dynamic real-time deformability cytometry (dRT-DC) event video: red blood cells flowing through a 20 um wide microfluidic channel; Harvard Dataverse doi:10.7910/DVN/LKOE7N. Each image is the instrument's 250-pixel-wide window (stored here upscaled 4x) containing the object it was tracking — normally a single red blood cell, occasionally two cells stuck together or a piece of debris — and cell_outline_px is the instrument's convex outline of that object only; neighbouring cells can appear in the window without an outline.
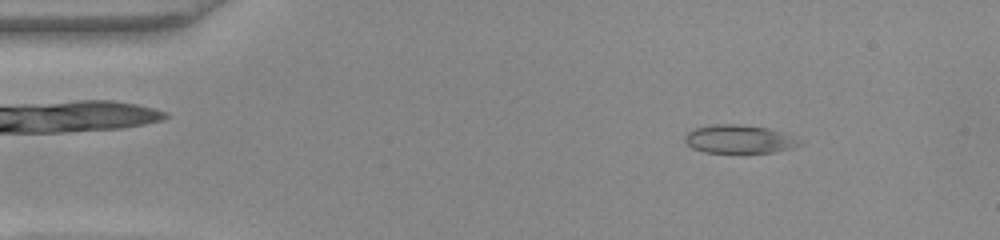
{"species": "common noctule bat (a hibernating species)", "species_latin": "Nyctalus noctula", "temperature_condition": "warm", "stored_images_in_passage": 49, "camera_frame_rate_fps": 3000, "um_per_image_px": 0.085, "animal": {"sex": "female", "body_mass_g": 22.0, "forearm_length_mm": 56.7}, "frame": {"image": 1, "passage_image": 6, "time_ms": 1.667, "image_size_px": [1000, 240], "cell_outline_px": [[804, 144], [792, 148], [772, 152], [704, 152], [692, 148], [684, 140], [684, 136], [692, 128], [712, 124], [740, 124], [768, 128], [780, 132]], "centroid_in_image_um": [62.74, 11.82], "position_along_channel_um": 22.3, "area_um2": 18.73}}
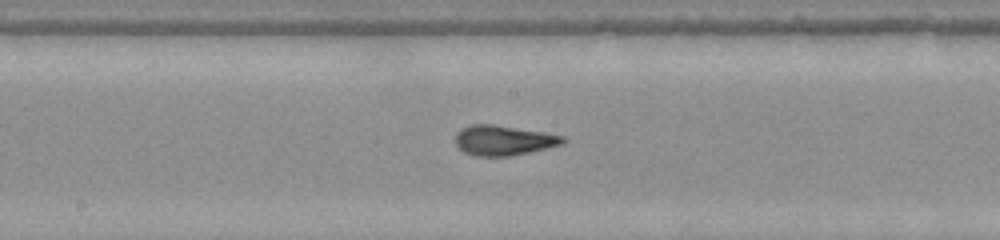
{"frame": {"image": 2, "passage_image": 25, "time_ms": 8.0, "image_size_px": [1000, 240], "cell_outline_px": [[568, 140], [564, 144], [528, 152], [508, 156], [476, 156], [464, 152], [456, 144], [456, 132], [472, 124], [492, 124], [544, 132], [564, 136]], "centroid_in_image_um": [42.83, 11.93], "position_along_channel_um": 205.4, "area_um2": 18.67}}
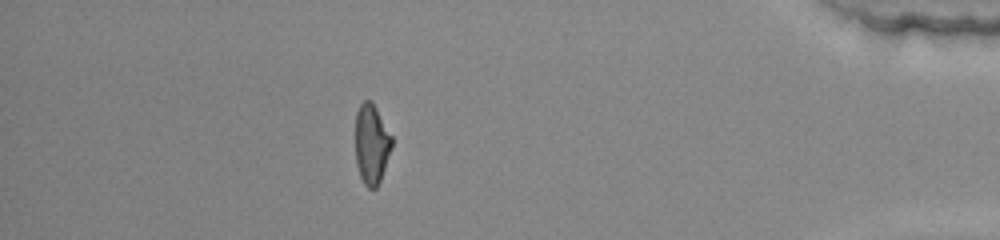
{"frame": {"image": 3, "passage_image": 43, "time_ms": 14.0, "image_size_px": [1000, 240], "cell_outline_px": [[392, 148], [380, 180], [376, 188], [368, 188], [364, 184], [360, 176], [356, 164], [356, 112], [360, 104], [364, 100], [372, 100], [392, 136]], "centroid_in_image_um": [31.58, 12.23], "position_along_channel_um": 403.6, "area_um2": 16.99}, "authors_computed_cell_mechanics": {"area_um2": 18.1492, "velocity_mm_per_s": 4.1071, "shape_relaxation_time_tau1_ms": 5.0552, "shape_relaxation_time_tau2_ms": 1.1776, "deformation_change_tau1": 0.2064, "deformation_change_tau2": 0.0847}}